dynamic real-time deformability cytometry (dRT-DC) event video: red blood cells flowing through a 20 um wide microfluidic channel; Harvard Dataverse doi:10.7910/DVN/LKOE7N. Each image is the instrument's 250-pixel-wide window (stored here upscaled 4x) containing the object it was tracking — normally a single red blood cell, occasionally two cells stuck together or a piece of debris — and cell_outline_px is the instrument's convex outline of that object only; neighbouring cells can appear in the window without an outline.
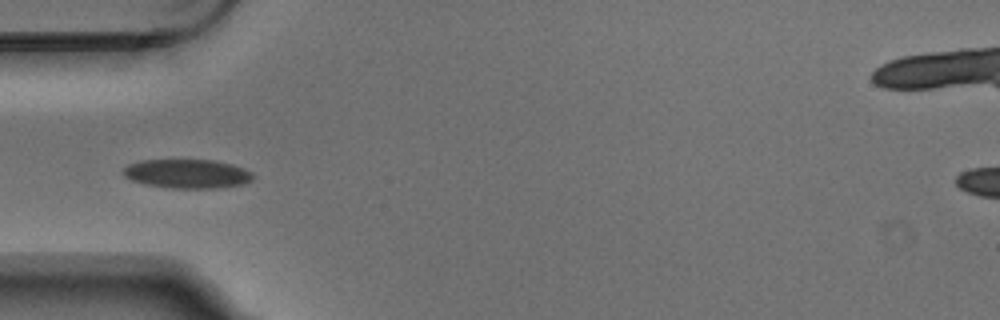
{"species": "Egyptian fruit bat (a non-hibernating species)", "species_latin": "Rousettus aegyptiacus", "temperature_condition": "warm", "stored_images_in_passage": 6, "camera_frame_rate_fps": 3000, "um_per_image_px": 0.085, "animal": {"sex": "male"}, "frame": {"image": 1, "passage_image": 6, "time_ms": 1.667, "image_size_px": [1000, 320], "cell_outline_px": [[256, 176], [252, 180], [244, 184], [216, 188], [168, 188], [144, 184], [132, 180], [124, 176], [124, 168], [128, 164], [140, 160], [216, 160], [232, 164], [244, 168], [252, 172]], "centroid_in_image_um": [15.95, 14.77], "position_along_channel_um": 69.1, "area_um2": 22.14}}